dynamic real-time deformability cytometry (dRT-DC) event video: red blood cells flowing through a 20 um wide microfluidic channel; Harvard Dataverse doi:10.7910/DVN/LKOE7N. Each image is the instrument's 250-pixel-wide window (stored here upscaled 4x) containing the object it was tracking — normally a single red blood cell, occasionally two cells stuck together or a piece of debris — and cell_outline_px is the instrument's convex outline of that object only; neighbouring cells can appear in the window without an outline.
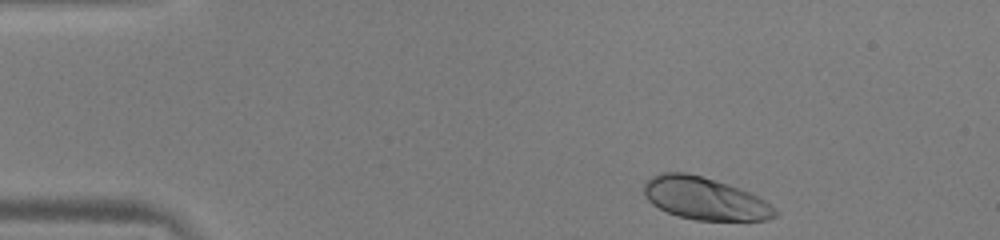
{"species": "human", "species_latin": "Homo sapiens", "temperature_condition": "warm", "stored_images_in_passage": 45, "camera_frame_rate_fps": 3000, "um_per_image_px": 0.085, "donor": {"sex": "male"}, "frame": {"image": 1, "passage_image": 1, "time_ms": 0.0, "image_size_px": [1000, 240], "cell_outline_px": [[780, 212], [776, 216], [768, 220], [696, 220], [680, 216], [668, 212], [652, 204], [644, 196], [644, 180], [660, 172], [688, 172], [728, 184], [748, 192], [764, 200], [776, 208]], "centroid_in_image_um": [59.89, 16.87], "position_along_channel_um": 25.1, "area_um2": 32.43}}
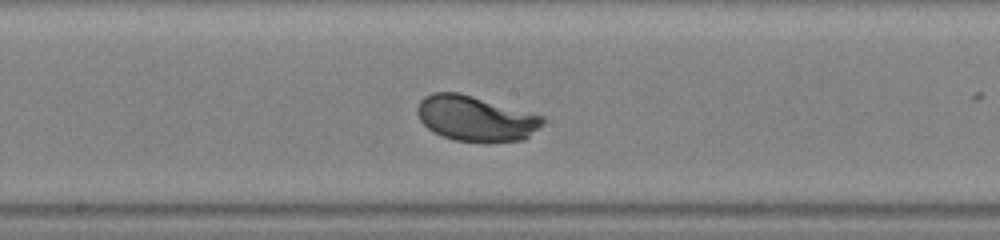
{"frame": {"image": 2, "passage_image": 21, "time_ms": 6.667, "image_size_px": [1000, 240], "cell_outline_px": [[544, 124], [524, 140], [456, 140], [432, 132], [420, 120], [416, 112], [416, 108], [420, 100], [424, 96], [432, 92], [456, 92], [472, 96], [544, 116]], "centroid_in_image_um": [40.4, 10.04], "position_along_channel_um": 207.8, "area_um2": 32.48}}
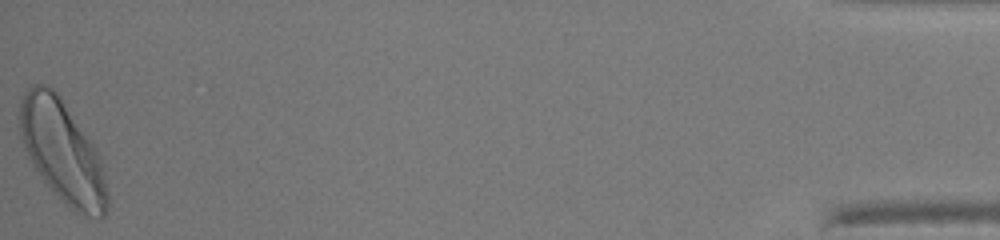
{"frame": {"image": 3, "passage_image": 45, "time_ms": 14.667, "image_size_px": [1000, 240], "cell_outline_px": [[108, 204], [104, 216], [100, 216], [76, 212], [44, 180], [32, 164], [24, 148], [20, 136], [20, 96], [28, 88], [36, 84], [44, 84], [52, 88], [60, 96], [96, 148], [100, 160], [108, 192]], "centroid_in_image_um": [5.28, 12.81], "position_along_channel_um": 429.9, "area_um2": 50.98}, "authors_computed_cell_mechanics": {"area_um2": 32.657, "velocity_mm_per_s": 3.9772, "shape_relaxation_time_tau1_ms": 1.8894, "shape_relaxation_time_tau2_ms": null, "deformation_change_tau1": 0.1513, "deformation_change_tau2": null}}